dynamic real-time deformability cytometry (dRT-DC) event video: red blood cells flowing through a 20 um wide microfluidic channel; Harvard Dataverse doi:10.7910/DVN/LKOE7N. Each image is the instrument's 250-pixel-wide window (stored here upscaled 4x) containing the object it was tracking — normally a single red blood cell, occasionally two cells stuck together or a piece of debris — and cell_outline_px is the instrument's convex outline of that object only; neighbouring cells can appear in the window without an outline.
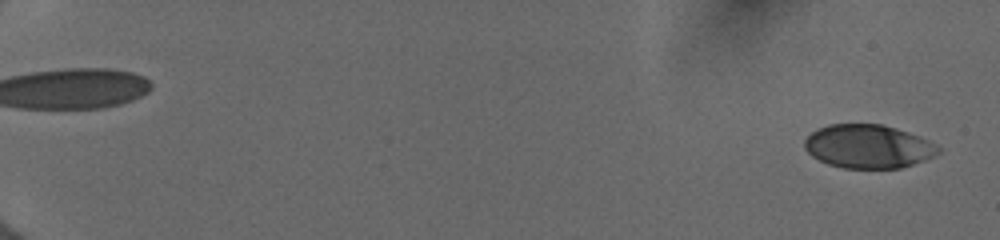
{"species": "human", "species_latin": "Homo sapiens", "temperature_condition": "cold", "stored_images_in_passage": 55, "camera_frame_rate_fps": 3000, "um_per_image_px": 0.085, "donor": {"sex": "female"}, "frame": {"image": 1, "passage_image": 3, "time_ms": 0.667, "image_size_px": [1000, 240], "cell_outline_px": [[940, 152], [924, 160], [900, 168], [844, 168], [828, 164], [812, 156], [804, 148], [804, 140], [816, 128], [828, 124], [880, 124], [896, 128], [920, 136], [936, 144], [940, 148]], "centroid_in_image_um": [73.78, 12.44], "position_along_channel_um": 11.2, "area_um2": 33.93}}
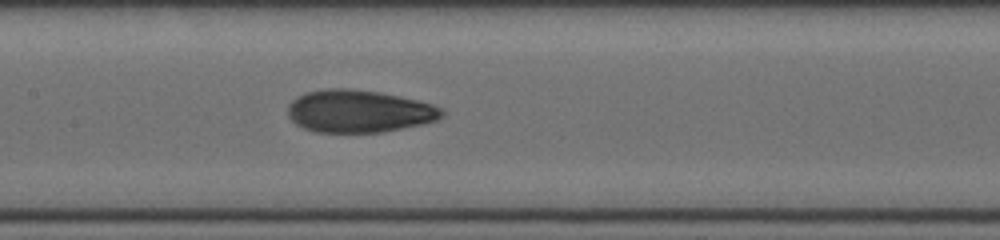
{"frame": {"image": 2, "passage_image": 31, "time_ms": 10.0, "image_size_px": [1000, 240], "cell_outline_px": [[444, 116], [436, 120], [424, 124], [380, 132], [316, 132], [304, 128], [296, 124], [288, 116], [288, 104], [296, 96], [304, 92], [324, 88], [348, 88], [380, 92], [416, 100], [432, 104], [440, 108], [444, 112]], "centroid_in_image_um": [30.48, 9.44], "position_along_channel_um": 176.9, "area_um2": 38.26}}
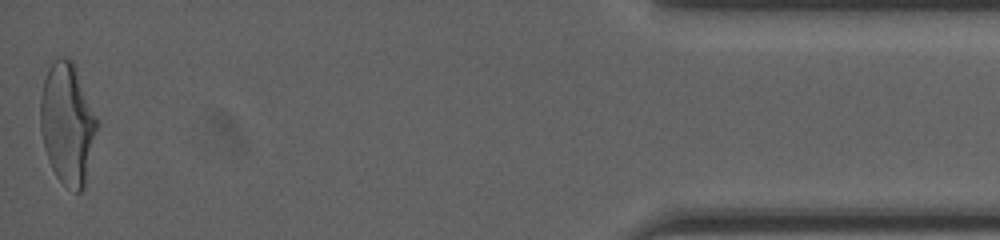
{"frame": {"image": 3, "passage_image": 55, "time_ms": 18.0, "image_size_px": [1000, 240], "cell_outline_px": [[100, 124], [84, 188], [80, 192], [76, 192], [64, 184], [56, 176], [48, 160], [44, 148], [40, 128], [40, 96], [44, 80], [48, 68], [60, 56], [64, 56], [72, 60], [76, 64]], "centroid_in_image_um": [5.76, 10.49], "position_along_channel_um": 429.4, "area_um2": 40.81}, "authors_computed_cell_mechanics": {"area_um2": 37.1076, "velocity_mm_per_s": 4.0061, "shape_relaxation_time_tau1_ms": 5.3513, "shape_relaxation_time_tau2_ms": 1.085, "deformation_change_tau1": 0.1871, "deformation_change_tau2": 0.073}}